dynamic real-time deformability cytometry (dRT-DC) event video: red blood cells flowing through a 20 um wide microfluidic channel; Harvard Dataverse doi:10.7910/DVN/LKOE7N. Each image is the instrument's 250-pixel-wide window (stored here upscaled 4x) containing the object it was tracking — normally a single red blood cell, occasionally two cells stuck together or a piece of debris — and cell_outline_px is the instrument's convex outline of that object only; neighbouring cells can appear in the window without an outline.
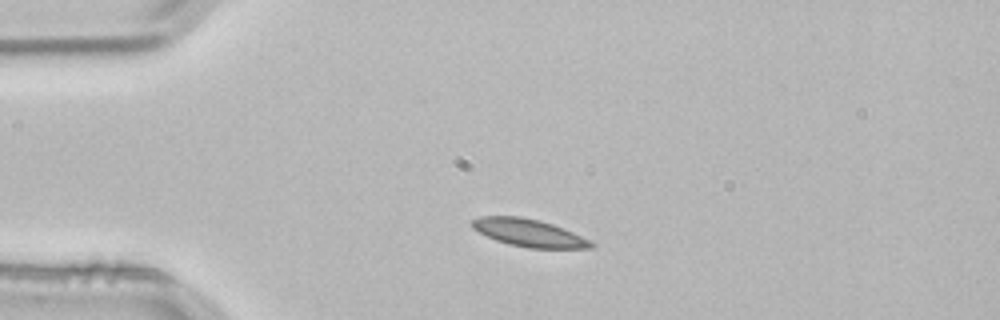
{"species": "common noctule bat (a hibernating species)", "species_latin": "Nyctalus noctula", "temperature_condition": "room temperature", "stored_images_in_passage": 2, "camera_frame_rate_fps": 3000, "um_per_image_px": 0.085, "animal": {"sex": "male", "body_mass_g": 21.5, "forearm_length_mm": 52.0}, "frame": {"image": 1, "passage_image": 1, "time_ms": 0.0, "image_size_px": [1000, 320], "cell_outline_px": [[596, 244], [592, 248], [528, 248], [508, 244], [496, 240], [472, 228], [472, 220], [480, 216], [520, 216], [540, 220], [552, 224], [572, 232]], "centroid_in_image_um": [44.94, 19.79], "position_along_channel_um": 40.1, "area_um2": 18.9}}
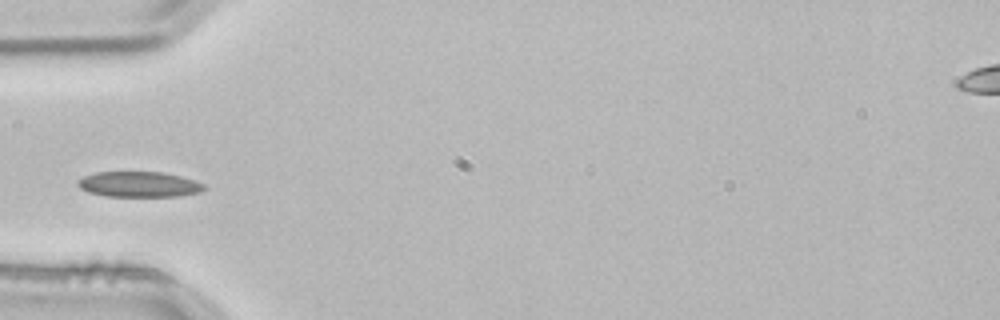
{"frame": {"image": 2, "passage_image": 2, "time_ms": 0.333, "image_size_px": [1000, 320], "cell_outline_px": [[208, 188], [200, 192], [180, 196], [104, 196], [88, 192], [80, 188], [76, 184], [76, 180], [84, 176], [96, 172], [164, 172], [180, 176], [204, 184]], "centroid_in_image_um": [11.79, 15.67], "position_along_channel_um": 73.2, "area_um2": 18.84}}